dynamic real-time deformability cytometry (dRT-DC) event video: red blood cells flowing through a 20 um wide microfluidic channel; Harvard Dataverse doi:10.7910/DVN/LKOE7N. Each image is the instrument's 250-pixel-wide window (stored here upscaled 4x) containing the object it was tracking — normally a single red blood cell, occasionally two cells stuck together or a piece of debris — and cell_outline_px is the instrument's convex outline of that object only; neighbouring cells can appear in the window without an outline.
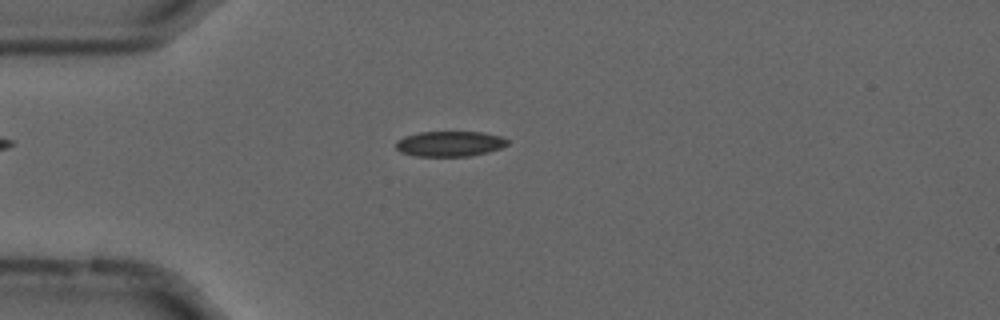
{"species": "common noctule bat (a hibernating species)", "species_latin": "Nyctalus noctula", "temperature_condition": "cold", "stored_images_in_passage": 55, "camera_frame_rate_fps": 3000, "um_per_image_px": 0.085, "animal": {"sex": "male", "forearm_length_mm": 52.5}, "frame": {"image": 1, "passage_image": 14, "time_ms": 4.333, "image_size_px": [1000, 320], "cell_outline_px": [[508, 144], [500, 148], [488, 152], [468, 156], [416, 156], [400, 152], [396, 148], [396, 140], [404, 136], [420, 132], [484, 132], [500, 136], [508, 140]], "centroid_in_image_um": [38.21, 12.22], "position_along_channel_um": 46.8, "area_um2": 16.47}}
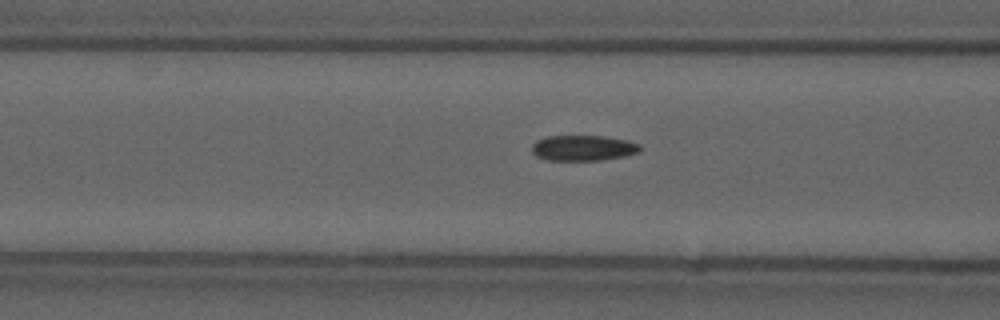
{"frame": {"image": 2, "passage_image": 21, "time_ms": 6.667, "image_size_px": [1000, 320], "cell_outline_px": [[640, 152], [624, 156], [600, 160], [548, 160], [536, 156], [532, 152], [532, 144], [536, 140], [544, 136], [604, 136], [628, 140], [640, 144]], "centroid_in_image_um": [49.56, 12.57], "position_along_channel_um": 117.0, "area_um2": 16.18}}
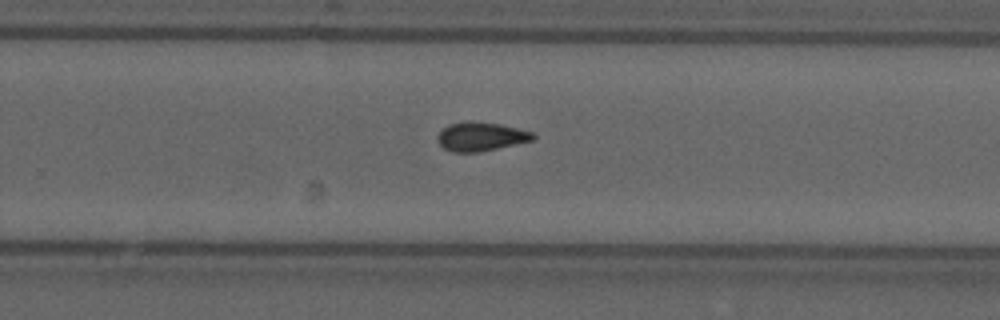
{"frame": {"image": 3, "passage_image": 35, "time_ms": 11.333, "image_size_px": [1000, 320], "cell_outline_px": [[536, 136], [532, 140], [480, 152], [452, 152], [444, 148], [440, 144], [436, 136], [448, 124], [464, 120], [472, 120], [500, 124], [532, 132]], "centroid_in_image_um": [40.83, 11.59], "position_along_channel_um": 289.0, "area_um2": 16.07}, "authors_computed_cell_mechanics": {"area_um2": 16.1262, "velocity_mm_per_s": 3.6952, "shape_relaxation_time_tau1_ms": null, "shape_relaxation_time_tau2_ms": 4.3134, "deformation_change_tau1": null, "deformation_change_tau2": 0.0994}}